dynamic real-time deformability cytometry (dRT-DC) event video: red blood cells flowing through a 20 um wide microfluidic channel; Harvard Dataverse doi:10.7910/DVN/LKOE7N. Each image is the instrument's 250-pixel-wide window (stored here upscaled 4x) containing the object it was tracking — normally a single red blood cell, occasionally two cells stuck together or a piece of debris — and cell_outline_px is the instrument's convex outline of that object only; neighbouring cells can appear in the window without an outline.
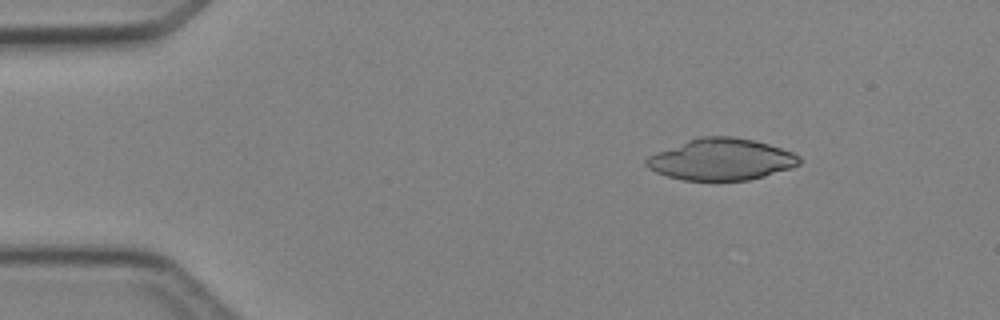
{"species": "Egyptian fruit bat (a non-hibernating species)", "species_latin": "Rousettus aegyptiacus", "temperature_condition": "cold", "stored_images_in_passage": 6, "camera_frame_rate_fps": 3000, "um_per_image_px": 0.085, "animal": {"sex": "female"}, "frame": {"image": 1, "passage_image": 2, "time_ms": 1.0, "image_size_px": [1000, 320], "cell_outline_px": [[800, 164], [792, 168], [764, 176], [748, 180], [684, 180], [668, 176], [656, 172], [648, 168], [644, 164], [644, 160], [648, 156], [656, 152], [688, 140], [700, 136], [732, 136], [752, 140], [768, 144], [792, 152], [800, 156]], "centroid_in_image_um": [61.29, 13.55], "position_along_channel_um": 23.7, "area_um2": 36.93}}